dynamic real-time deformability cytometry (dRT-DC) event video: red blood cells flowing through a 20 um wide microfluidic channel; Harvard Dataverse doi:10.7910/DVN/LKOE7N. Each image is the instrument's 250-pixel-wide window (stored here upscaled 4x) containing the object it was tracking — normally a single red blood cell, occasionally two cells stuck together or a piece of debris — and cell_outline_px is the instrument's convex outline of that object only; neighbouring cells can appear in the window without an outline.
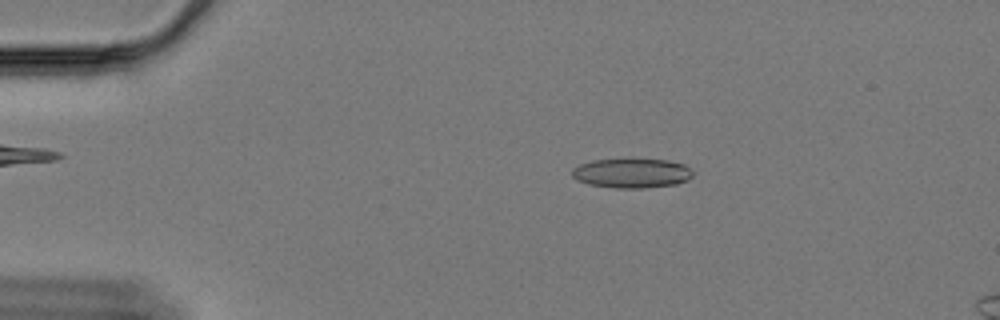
{"species": "Egyptian fruit bat (a non-hibernating species)", "species_latin": "Rousettus aegyptiacus", "temperature_condition": "cold", "stored_images_in_passage": 55, "camera_frame_rate_fps": 3000, "um_per_image_px": 0.085, "animal": {"sex": "female"}, "frame": {"image": 1, "passage_image": 7, "time_ms": 2.0, "image_size_px": [1000, 320], "cell_outline_px": [[692, 176], [688, 180], [676, 184], [644, 188], [616, 188], [588, 184], [576, 180], [572, 176], [572, 168], [580, 164], [592, 160], [668, 160], [684, 164], [692, 172]], "centroid_in_image_um": [53.68, 14.73], "position_along_channel_um": 31.3, "area_um2": 20.58}}
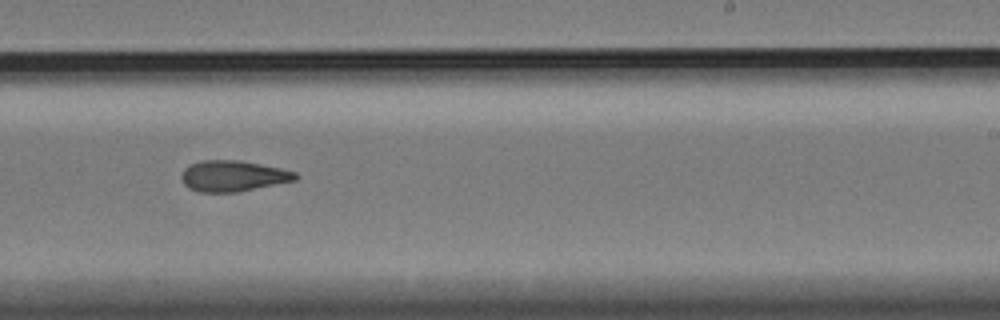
{"frame": {"image": 2, "passage_image": 33, "time_ms": 10.667, "image_size_px": [1000, 320], "cell_outline_px": [[300, 176], [296, 180], [236, 192], [200, 192], [188, 188], [184, 184], [180, 176], [184, 168], [200, 160], [240, 160], [280, 168], [296, 172]], "centroid_in_image_um": [19.8, 14.95], "position_along_channel_um": 269.2, "area_um2": 20.52}}
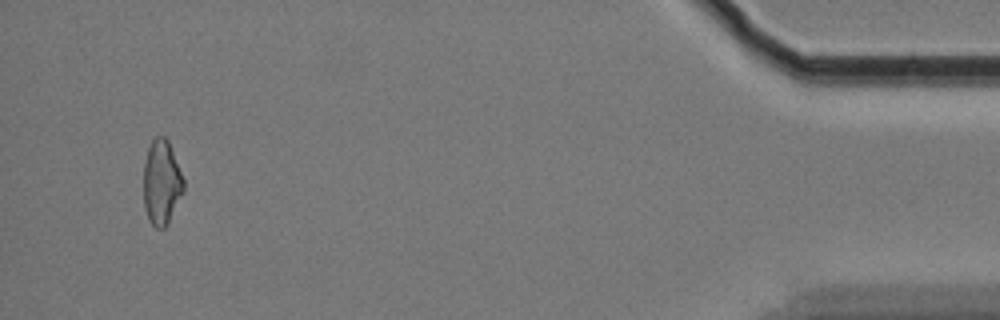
{"frame": {"image": 3, "passage_image": 53, "time_ms": 17.333, "image_size_px": [1000, 320], "cell_outline_px": [[184, 192], [168, 224], [164, 228], [156, 228], [148, 220], [144, 204], [144, 164], [148, 148], [152, 140], [156, 136], [164, 136], [168, 140], [184, 180]], "centroid_in_image_um": [13.74, 15.53], "position_along_channel_um": 421.5, "area_um2": 19.83}, "authors_computed_cell_mechanics": {"area_um2": 20.519, "velocity_mm_per_s": 3.3503, "shape_relaxation_time_tau1_ms": null, "shape_relaxation_time_tau2_ms": 4.853, "deformation_change_tau1": null, "deformation_change_tau2": 0.1368}}